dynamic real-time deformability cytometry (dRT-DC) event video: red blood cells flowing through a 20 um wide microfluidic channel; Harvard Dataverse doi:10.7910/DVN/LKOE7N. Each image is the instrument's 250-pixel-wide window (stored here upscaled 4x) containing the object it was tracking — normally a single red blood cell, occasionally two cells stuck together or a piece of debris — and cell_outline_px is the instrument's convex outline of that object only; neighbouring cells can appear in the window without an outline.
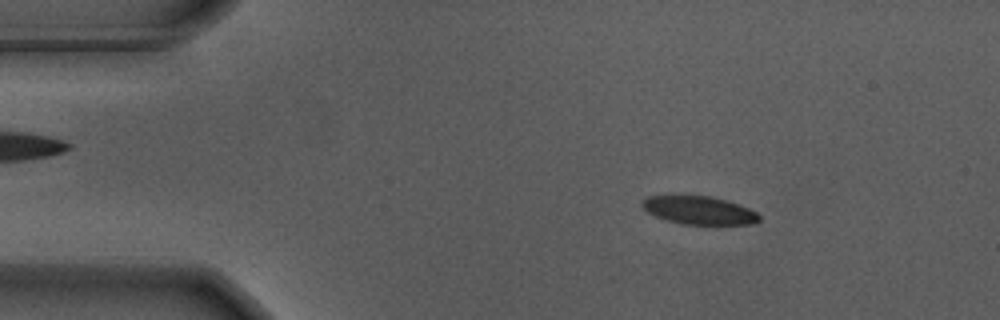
{"species": "Egyptian fruit bat (a non-hibernating species)", "species_latin": "Rousettus aegyptiacus", "temperature_condition": "warm", "stored_images_in_passage": 43, "camera_frame_rate_fps": 3000, "um_per_image_px": 0.085, "animal": {"sex": "male"}, "frame": {"image": 1, "passage_image": 8, "time_ms": 2.333, "image_size_px": [1000, 320], "cell_outline_px": [[760, 220], [752, 224], [680, 224], [656, 216], [648, 212], [640, 204], [648, 196], [708, 196], [724, 200], [748, 208], [756, 212], [760, 216]], "centroid_in_image_um": [59.42, 17.88], "position_along_channel_um": 25.6, "area_um2": 18.79}}
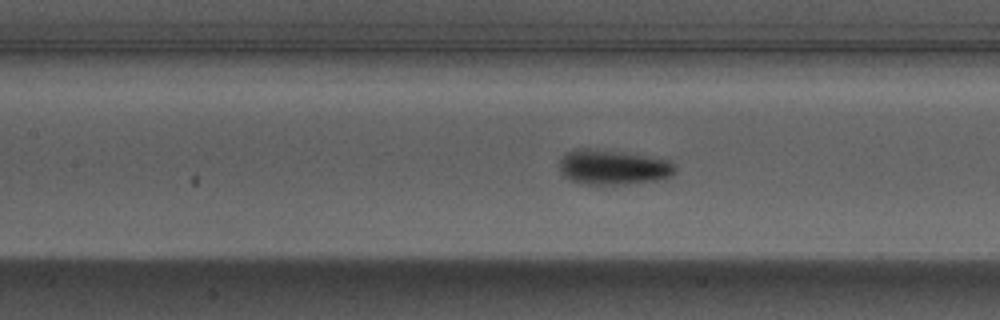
{"frame": {"image": 2, "passage_image": 24, "time_ms": 7.667, "image_size_px": [1000, 320], "cell_outline_px": [[676, 172], [672, 176], [656, 180], [624, 184], [580, 184], [564, 176], [560, 172], [560, 160], [568, 152], [576, 148], [588, 148], [620, 152], [672, 160], [676, 168]], "centroid_in_image_um": [52.13, 14.21], "position_along_channel_um": 155.3, "area_um2": 23.47}}
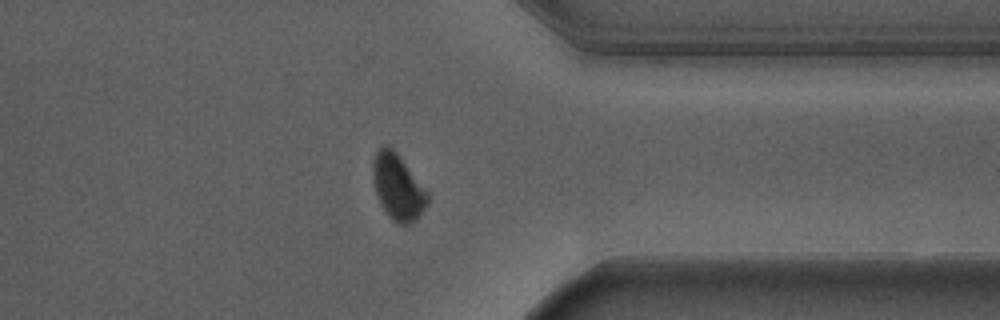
{"frame": {"image": 3, "passage_image": 43, "time_ms": 14.0, "image_size_px": [1000, 320], "cell_outline_px": [[432, 196], [428, 204], [416, 220], [412, 224], [400, 224], [392, 220], [388, 216], [380, 204], [376, 196], [372, 180], [372, 164], [376, 148], [384, 144], [388, 144], [396, 152]], "centroid_in_image_um": [33.81, 15.89], "position_along_channel_um": 377.6, "area_um2": 21.56}, "authors_computed_cell_mechanics": {"area_um2": 22.6576, "velocity_mm_per_s": 3.6402, "shape_relaxation_time_tau1_ms": 2.295, "shape_relaxation_time_tau2_ms": null, "deformation_change_tau1": 0.1283, "deformation_change_tau2": null}}